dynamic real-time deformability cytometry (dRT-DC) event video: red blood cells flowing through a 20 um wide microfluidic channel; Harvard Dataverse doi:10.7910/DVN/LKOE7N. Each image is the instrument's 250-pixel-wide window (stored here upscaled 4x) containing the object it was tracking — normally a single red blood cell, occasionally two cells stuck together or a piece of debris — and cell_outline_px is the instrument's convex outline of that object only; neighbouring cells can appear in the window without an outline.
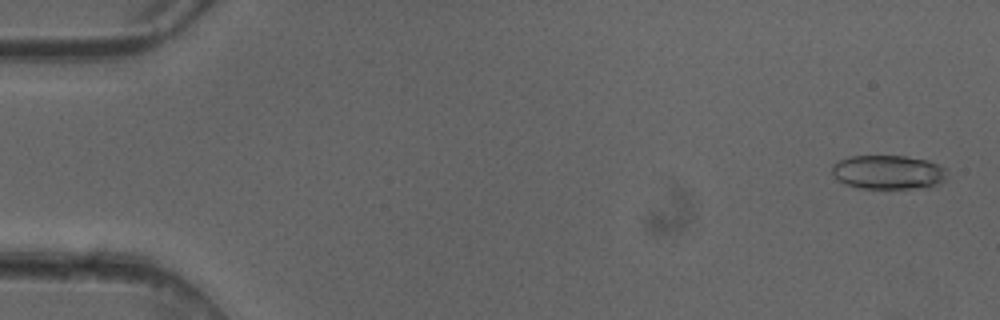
{"species": "common noctule bat (a hibernating species)", "species_latin": "Nyctalus noctula", "temperature_condition": "cold", "stored_images_in_passage": 3, "camera_frame_rate_fps": 3000, "um_per_image_px": 0.085, "animal": {"sex": "female"}, "frame": {"image": 1, "passage_image": 1, "time_ms": 0.0, "image_size_px": [1000, 320], "cell_outline_px": [[948, 176], [944, 180], [932, 188], [856, 188], [844, 184], [832, 172], [832, 164], [840, 160], [852, 156], [904, 156], [928, 160], [948, 168]], "centroid_in_image_um": [75.57, 14.64], "position_along_channel_um": 9.4, "area_um2": 23.12}}
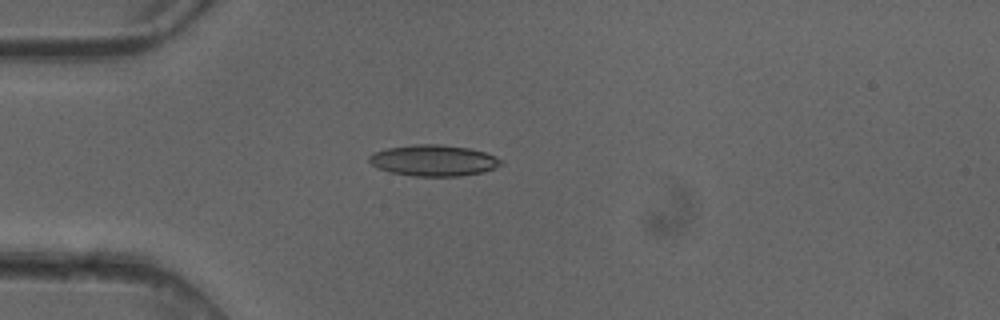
{"frame": {"image": 2, "passage_image": 3, "time_ms": 0.667, "image_size_px": [1000, 320], "cell_outline_px": [[504, 164], [496, 168], [484, 172], [460, 176], [412, 176], [392, 172], [380, 168], [372, 164], [368, 160], [368, 156], [372, 152], [388, 148], [412, 144], [440, 144], [468, 148], [484, 152], [496, 156], [504, 160]], "centroid_in_image_um": [36.9, 13.63], "position_along_channel_um": 48.1, "area_um2": 24.1}}